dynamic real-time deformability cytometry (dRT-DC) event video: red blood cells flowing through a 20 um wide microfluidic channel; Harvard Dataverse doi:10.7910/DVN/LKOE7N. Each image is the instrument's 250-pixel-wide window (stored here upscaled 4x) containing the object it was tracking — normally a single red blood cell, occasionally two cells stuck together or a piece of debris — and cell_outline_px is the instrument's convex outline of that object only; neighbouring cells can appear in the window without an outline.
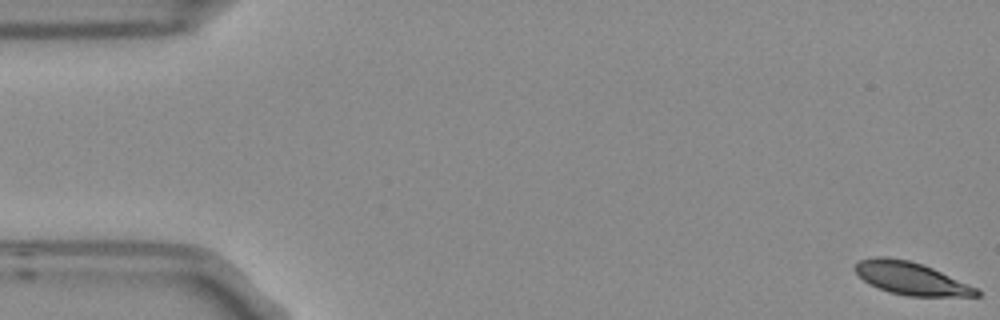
{"species": "Egyptian fruit bat (a non-hibernating species)", "species_latin": "Rousettus aegyptiacus", "temperature_condition": "room temperature", "stored_images_in_passage": 11, "camera_frame_rate_fps": 3000, "um_per_image_px": 0.085, "frame": {"image": 1, "passage_image": 1, "time_ms": 0.0, "image_size_px": [1000, 320], "cell_outline_px": [[980, 296], [908, 296], [888, 292], [868, 284], [852, 268], [860, 260], [876, 256], [884, 256], [908, 260], [932, 268], [976, 288], [980, 292]], "centroid_in_image_um": [77.38, 23.66], "position_along_channel_um": 7.6, "area_um2": 22.83}}
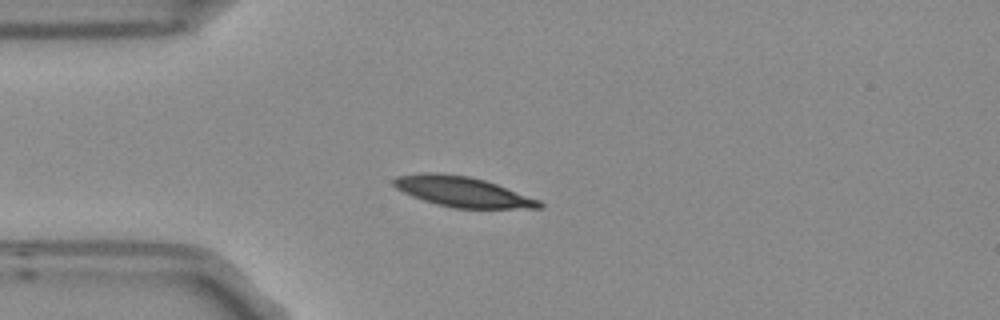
{"frame": {"image": 2, "passage_image": 4, "time_ms": 1.0, "image_size_px": [1000, 320], "cell_outline_px": [[544, 208], [452, 208], [436, 204], [412, 196], [396, 188], [392, 184], [392, 180], [396, 176], [424, 172], [436, 172], [468, 176], [484, 180], [496, 184], [540, 200], [544, 204]], "centroid_in_image_um": [39.29, 16.29], "position_along_channel_um": 45.7, "area_um2": 25.61}}
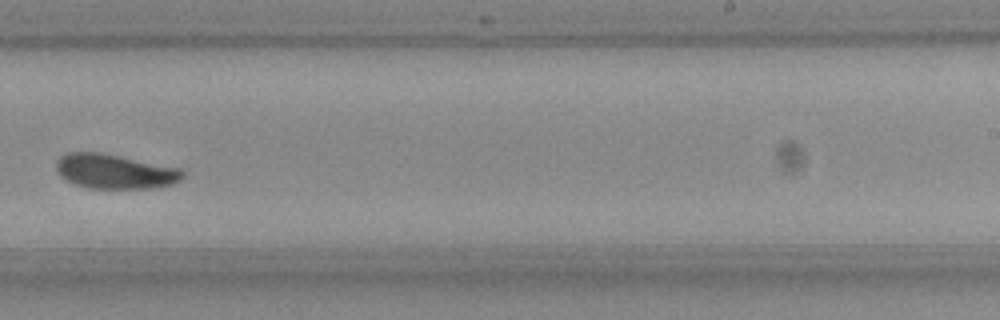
{"frame": {"image": 3, "passage_image": 10, "time_ms": 3.0, "image_size_px": [1000, 320], "cell_outline_px": [[184, 176], [180, 180], [172, 184], [152, 188], [88, 188], [76, 184], [60, 176], [56, 168], [56, 160], [60, 156], [68, 152], [100, 152], [180, 168], [184, 172]], "centroid_in_image_um": [9.75, 14.56], "position_along_channel_um": 279.3, "area_um2": 25.37}}